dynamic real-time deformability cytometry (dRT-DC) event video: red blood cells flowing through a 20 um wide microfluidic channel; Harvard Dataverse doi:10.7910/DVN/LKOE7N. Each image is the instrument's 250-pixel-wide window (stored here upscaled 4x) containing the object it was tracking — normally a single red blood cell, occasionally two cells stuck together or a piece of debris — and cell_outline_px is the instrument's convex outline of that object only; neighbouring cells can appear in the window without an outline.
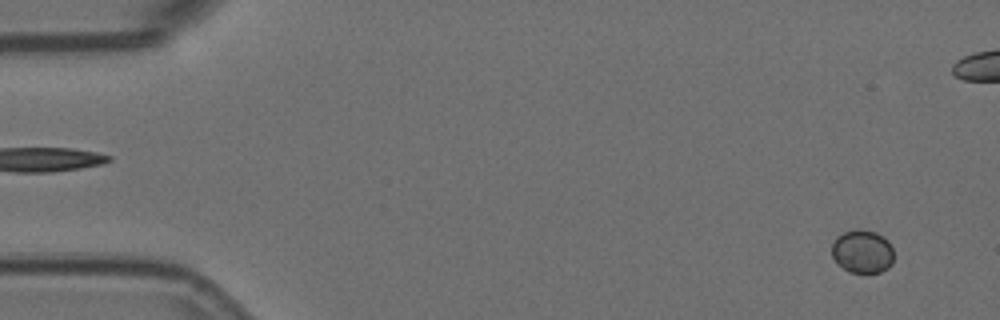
{"species": "Egyptian fruit bat (a non-hibernating species)", "species_latin": "Rousettus aegyptiacus", "temperature_condition": "room temperature", "stored_images_in_passage": 54, "camera_frame_rate_fps": 3000, "um_per_image_px": 0.085, "animal": {"sex": "female"}, "frame": {"image": 1, "passage_image": 4, "time_ms": 1.0, "image_size_px": [1000, 320], "cell_outline_px": [[892, 264], [888, 268], [880, 272], [848, 272], [836, 264], [832, 256], [832, 244], [836, 236], [844, 232], [856, 228], [860, 228], [876, 232], [888, 240], [892, 248]], "centroid_in_image_um": [73.27, 21.36], "position_along_channel_um": 11.7, "area_um2": 15.84}}
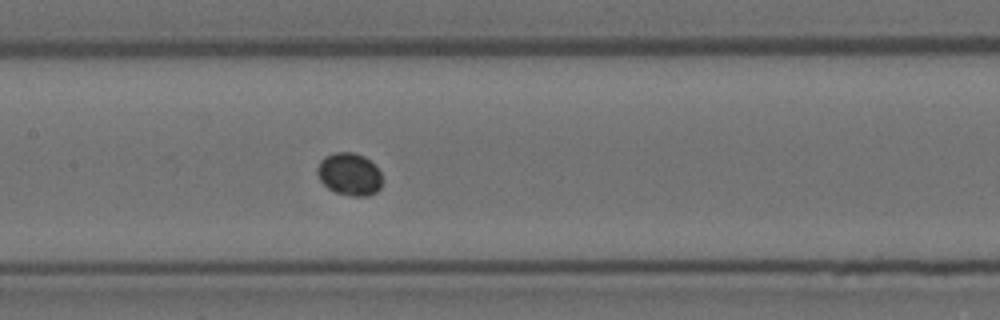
{"frame": {"image": 2, "passage_image": 28, "time_ms": 9.0, "image_size_px": [1000, 320], "cell_outline_px": [[384, 180], [380, 188], [376, 192], [368, 196], [352, 196], [336, 192], [328, 188], [320, 180], [316, 172], [316, 168], [320, 160], [324, 156], [336, 152], [352, 152], [364, 156], [380, 172]], "centroid_in_image_um": [29.69, 14.81], "position_along_channel_um": 177.7, "area_um2": 16.18}}
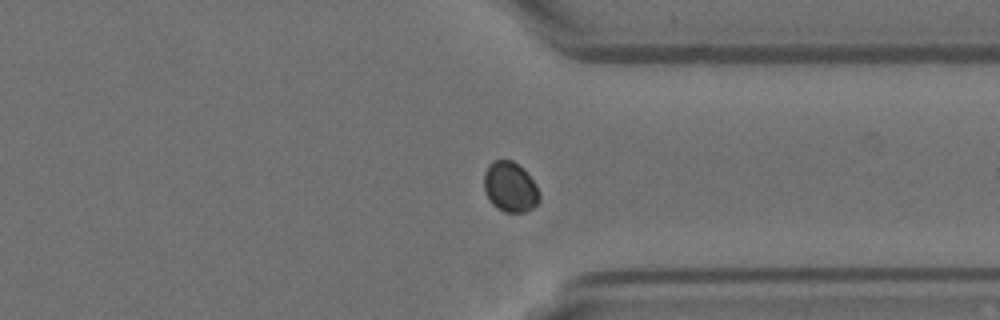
{"frame": {"image": 3, "passage_image": 44, "time_ms": 14.333, "image_size_px": [1000, 320], "cell_outline_px": [[540, 200], [532, 208], [524, 212], [504, 212], [496, 208], [492, 204], [484, 188], [484, 172], [488, 164], [492, 160], [512, 160], [536, 184], [540, 192]], "centroid_in_image_um": [43.35, 15.9], "position_along_channel_um": 368.1, "area_um2": 16.07}}